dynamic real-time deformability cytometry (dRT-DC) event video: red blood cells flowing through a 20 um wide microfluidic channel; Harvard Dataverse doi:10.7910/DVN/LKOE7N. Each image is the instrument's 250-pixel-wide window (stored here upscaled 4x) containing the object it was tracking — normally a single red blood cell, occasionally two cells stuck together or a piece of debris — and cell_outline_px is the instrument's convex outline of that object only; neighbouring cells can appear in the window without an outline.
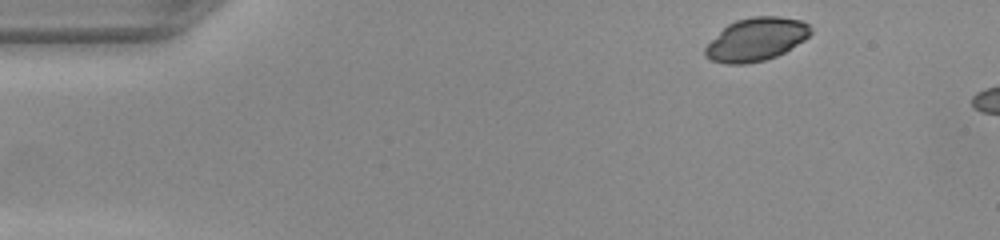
{"species": "common noctule bat (a hibernating species)", "species_latin": "Nyctalus noctula", "temperature_condition": "warm", "stored_images_in_passage": 6, "camera_frame_rate_fps": 3000, "um_per_image_px": 0.085, "animal": {"sex": "female", "body_mass_g": 22.0, "forearm_length_mm": 56.7}, "frame": {"image": 1, "passage_image": 1, "time_ms": 0.0, "image_size_px": [1000, 240], "cell_outline_px": [[812, 32], [804, 40], [784, 52], [776, 56], [764, 60], [744, 64], [724, 64], [712, 60], [704, 56], [704, 48], [728, 24], [736, 20], [752, 16], [776, 16], [800, 20], [808, 24], [812, 28]], "centroid_in_image_um": [64.27, 3.35], "position_along_channel_um": 20.7, "area_um2": 26.3}}